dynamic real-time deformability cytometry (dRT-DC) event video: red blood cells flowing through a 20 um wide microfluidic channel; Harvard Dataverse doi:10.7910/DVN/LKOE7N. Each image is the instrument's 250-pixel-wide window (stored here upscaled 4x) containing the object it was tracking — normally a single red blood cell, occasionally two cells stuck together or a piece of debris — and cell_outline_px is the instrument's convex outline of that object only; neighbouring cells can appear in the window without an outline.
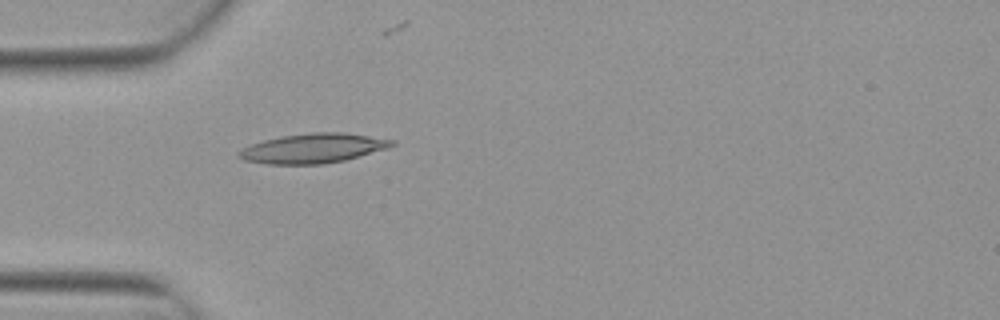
{"species": "Egyptian fruit bat (a non-hibernating species)", "species_latin": "Rousettus aegyptiacus", "temperature_condition": "warm", "stored_images_in_passage": 4, "camera_frame_rate_fps": 3000, "um_per_image_px": 0.085, "animal": {"sex": "female"}, "frame": {"image": 1, "passage_image": 4, "time_ms": 1.0, "image_size_px": [1000, 320], "cell_outline_px": [[396, 144], [388, 148], [344, 160], [324, 164], [268, 164], [244, 160], [236, 156], [236, 152], [252, 144], [264, 140], [280, 136], [312, 132], [344, 132], [396, 140]], "centroid_in_image_um": [26.62, 12.6], "position_along_channel_um": 58.4, "area_um2": 26.41}}